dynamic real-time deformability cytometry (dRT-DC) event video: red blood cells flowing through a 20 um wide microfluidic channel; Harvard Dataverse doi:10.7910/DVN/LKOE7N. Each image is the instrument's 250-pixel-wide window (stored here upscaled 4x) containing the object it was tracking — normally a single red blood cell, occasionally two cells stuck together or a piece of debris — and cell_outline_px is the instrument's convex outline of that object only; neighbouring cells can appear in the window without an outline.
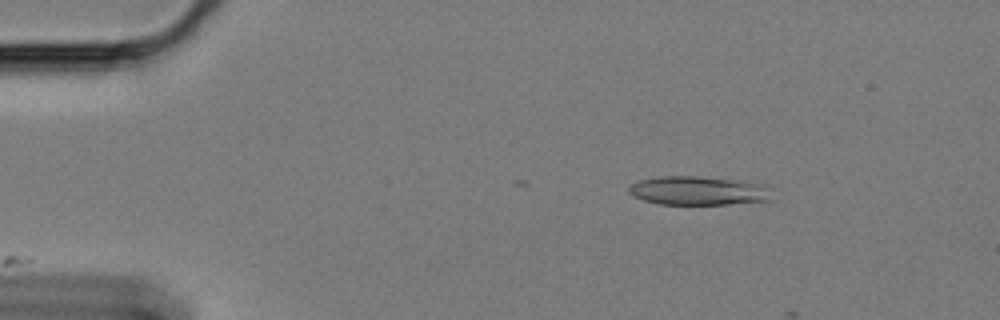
{"species": "Egyptian fruit bat (a non-hibernating species)", "species_latin": "Rousettus aegyptiacus", "temperature_condition": "cold", "stored_images_in_passage": 6, "camera_frame_rate_fps": 3000, "um_per_image_px": 0.085, "animal": {"sex": "female"}, "frame": {"image": 1, "passage_image": 1, "time_ms": 0.0, "image_size_px": [1000, 320], "cell_outline_px": [[768, 200], [728, 204], [660, 204], [644, 200], [628, 192], [628, 188], [636, 180], [660, 176], [696, 176], [740, 180], [760, 184]], "centroid_in_image_um": [59.19, 16.19], "position_along_channel_um": 25.8, "area_um2": 23.35}}